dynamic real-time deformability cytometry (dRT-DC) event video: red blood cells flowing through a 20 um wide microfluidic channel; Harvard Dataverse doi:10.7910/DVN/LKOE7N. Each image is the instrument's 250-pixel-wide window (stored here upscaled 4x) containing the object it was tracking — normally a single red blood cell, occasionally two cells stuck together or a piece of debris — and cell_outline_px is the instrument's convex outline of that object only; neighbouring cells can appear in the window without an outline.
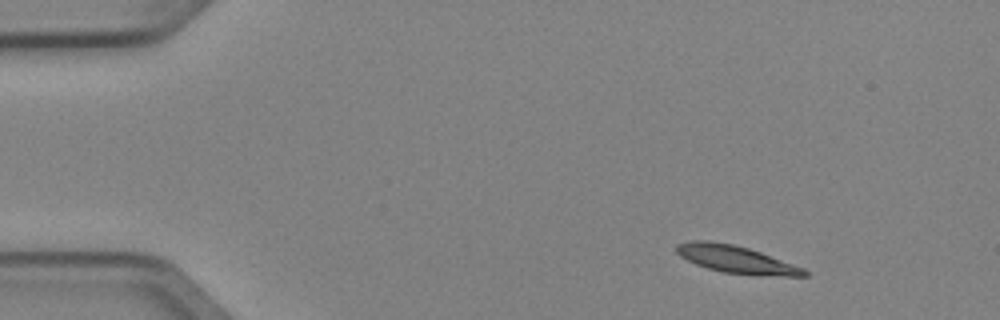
{"species": "Egyptian fruit bat (a non-hibernating species)", "species_latin": "Rousettus aegyptiacus", "temperature_condition": "cold", "stored_images_in_passage": 3, "camera_frame_rate_fps": 3000, "um_per_image_px": 0.085, "animal": {"sex": "female"}, "frame": {"image": 1, "passage_image": 1, "time_ms": 0.0, "image_size_px": [1000, 320], "cell_outline_px": [[808, 276], [756, 276], [724, 272], [708, 268], [696, 264], [680, 256], [676, 252], [676, 244], [688, 240], [708, 240], [732, 244], [748, 248], [760, 252], [804, 268], [808, 272]], "centroid_in_image_um": [62.56, 22.05], "position_along_channel_um": 22.4, "area_um2": 20.52}}